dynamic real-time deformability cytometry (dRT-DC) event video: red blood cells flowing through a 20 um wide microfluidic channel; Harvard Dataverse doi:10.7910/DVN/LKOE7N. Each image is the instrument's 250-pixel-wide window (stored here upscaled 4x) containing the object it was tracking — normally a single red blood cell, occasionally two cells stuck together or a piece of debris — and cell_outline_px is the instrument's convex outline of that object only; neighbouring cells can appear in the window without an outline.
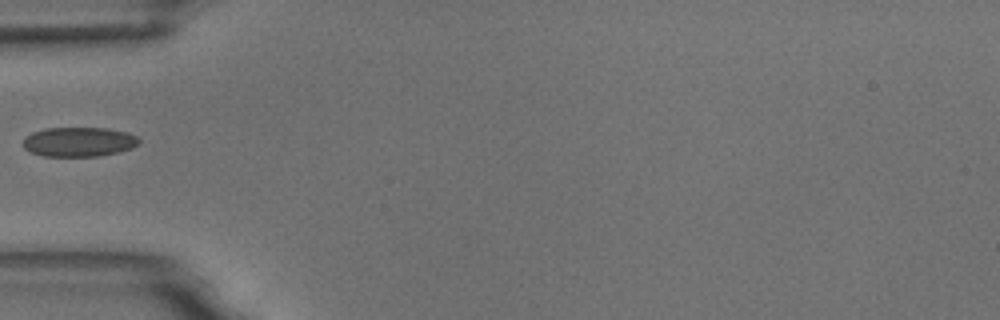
{"species": "common noctule bat (a hibernating species)", "species_latin": "Nyctalus noctula", "temperature_condition": "room temperature", "stored_images_in_passage": 1, "camera_frame_rate_fps": 3000, "um_per_image_px": 0.085, "animal": {"sex": "male", "body_mass_g": 18.8}, "frame": {"image": 1, "passage_image": 1, "time_ms": 0.0, "image_size_px": [1000, 320], "cell_outline_px": [[140, 140], [132, 148], [100, 156], [44, 156], [32, 152], [24, 148], [24, 136], [32, 132], [44, 128], [108, 128], [128, 132], [136, 136]], "centroid_in_image_um": [6.69, 12.04], "position_along_channel_um": 78.3, "area_um2": 19.88}}